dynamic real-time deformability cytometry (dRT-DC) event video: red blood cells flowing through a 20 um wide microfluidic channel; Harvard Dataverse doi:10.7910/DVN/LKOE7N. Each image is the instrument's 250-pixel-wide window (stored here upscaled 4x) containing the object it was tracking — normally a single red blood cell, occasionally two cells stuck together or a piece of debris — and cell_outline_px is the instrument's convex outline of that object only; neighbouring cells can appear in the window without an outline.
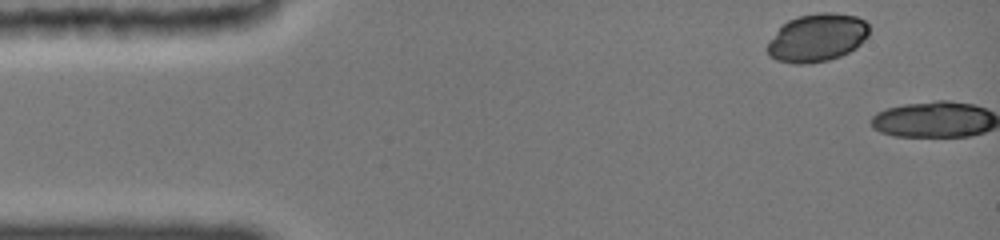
{"species": "common noctule bat (a hibernating species)", "species_latin": "Nyctalus noctula", "temperature_condition": "cold", "stored_images_in_passage": 2, "camera_frame_rate_fps": 3000, "um_per_image_px": 0.085, "animal": {"sex": "female", "body_mass_g": 19.0, "forearm_length_mm": 51.5}, "frame": {"image": 1, "passage_image": 1, "time_ms": 0.0, "image_size_px": [1000, 240], "cell_outline_px": [[868, 36], [856, 48], [840, 56], [828, 60], [804, 64], [792, 64], [776, 60], [768, 56], [768, 44], [776, 32], [788, 20], [800, 16], [816, 12], [832, 12], [856, 16], [864, 20], [868, 24]], "centroid_in_image_um": [69.47, 3.21], "position_along_channel_um": 15.5, "area_um2": 28.38}}